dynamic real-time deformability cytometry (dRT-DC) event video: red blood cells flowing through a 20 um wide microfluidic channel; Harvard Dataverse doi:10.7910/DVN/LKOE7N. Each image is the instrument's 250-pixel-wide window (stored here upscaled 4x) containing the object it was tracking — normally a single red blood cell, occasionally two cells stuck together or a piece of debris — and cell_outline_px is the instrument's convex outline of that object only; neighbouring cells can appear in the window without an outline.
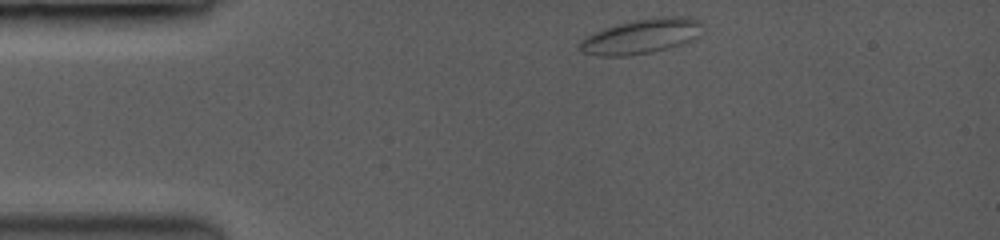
{"species": "common noctule bat (a hibernating species)", "species_latin": "Nyctalus noctula", "temperature_condition": "room temperature", "stored_images_in_passage": 3, "camera_frame_rate_fps": 3500, "um_per_image_px": 0.085, "animal": {"sex": "female", "body_mass_g": 19.0, "forearm_length_mm": 53.3}, "frame": {"image": 1, "passage_image": 1, "time_ms": 0.0, "image_size_px": [1000, 240], "cell_outline_px": [[696, 20], [688, 40], [664, 48], [648, 52], [624, 56], [604, 56], [584, 52], [580, 48], [580, 44], [588, 36], [596, 32], [620, 24], [640, 20]], "centroid_in_image_um": [54.2, 3.18], "position_along_channel_um": 30.8, "area_um2": 21.44}}